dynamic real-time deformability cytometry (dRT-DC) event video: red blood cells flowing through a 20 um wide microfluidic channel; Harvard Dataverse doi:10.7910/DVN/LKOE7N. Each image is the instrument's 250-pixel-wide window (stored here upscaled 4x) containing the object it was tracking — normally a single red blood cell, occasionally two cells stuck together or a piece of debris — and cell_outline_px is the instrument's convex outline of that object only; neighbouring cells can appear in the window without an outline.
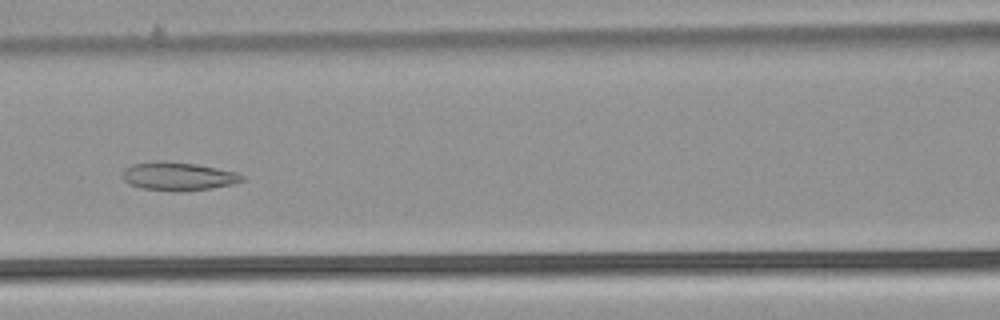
{"species": "common noctule bat (a hibernating species)", "species_latin": "Nyctalus noctula", "temperature_condition": "warm", "stored_images_in_passage": 54, "segment_of_instrument_passage": [1, 2], "camera_frame_rate_fps": 3000, "um_per_image_px": 0.085, "animal": {"sex": "male", "body_mass_g": 21.5, "forearm_length_mm": 52.0}, "frame": {"image": 1, "passage_image": 24, "time_ms": 7.667, "image_size_px": [1000, 320], "cell_outline_px": [[244, 180], [232, 184], [212, 188], [180, 192], [176, 192], [140, 188], [128, 184], [124, 180], [124, 168], [132, 164], [196, 164], [236, 172], [244, 176]], "centroid_in_image_um": [15.19, 15.05], "position_along_channel_um": 151.4, "area_um2": 18.9}}
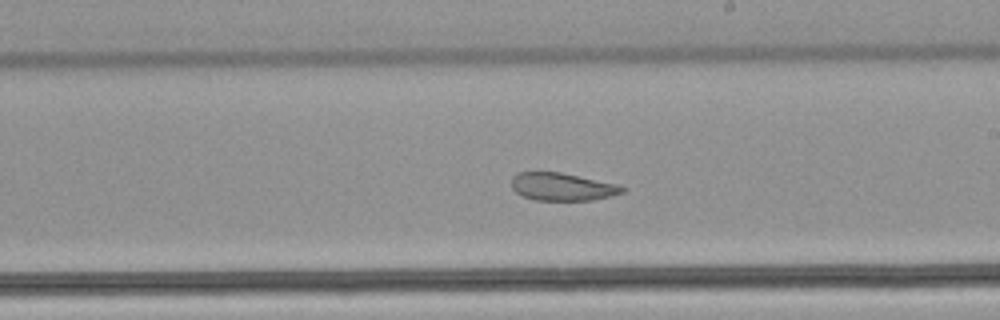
{"frame": {"image": 2, "passage_image": 31, "time_ms": 10.0, "image_size_px": [1000, 320], "cell_outline_px": [[624, 192], [612, 196], [592, 200], [536, 200], [524, 196], [516, 192], [512, 188], [512, 176], [520, 172], [560, 172], [620, 184], [624, 188]], "centroid_in_image_um": [47.82, 15.87], "position_along_channel_um": 241.2, "area_um2": 17.92}}
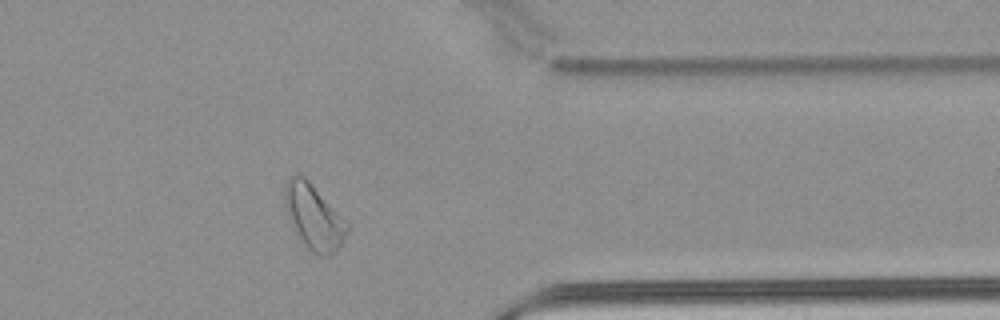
{"frame": {"image": 3, "passage_image": 43, "time_ms": 14.0, "image_size_px": [1000, 320], "cell_outline_px": [[348, 228], [340, 244], [328, 256], [320, 256], [312, 252], [304, 244], [296, 232], [288, 212], [284, 200], [284, 188], [288, 180], [296, 172], [304, 176], [348, 220]], "centroid_in_image_um": [26.69, 18.39], "position_along_channel_um": 384.7, "area_um2": 23.18}}